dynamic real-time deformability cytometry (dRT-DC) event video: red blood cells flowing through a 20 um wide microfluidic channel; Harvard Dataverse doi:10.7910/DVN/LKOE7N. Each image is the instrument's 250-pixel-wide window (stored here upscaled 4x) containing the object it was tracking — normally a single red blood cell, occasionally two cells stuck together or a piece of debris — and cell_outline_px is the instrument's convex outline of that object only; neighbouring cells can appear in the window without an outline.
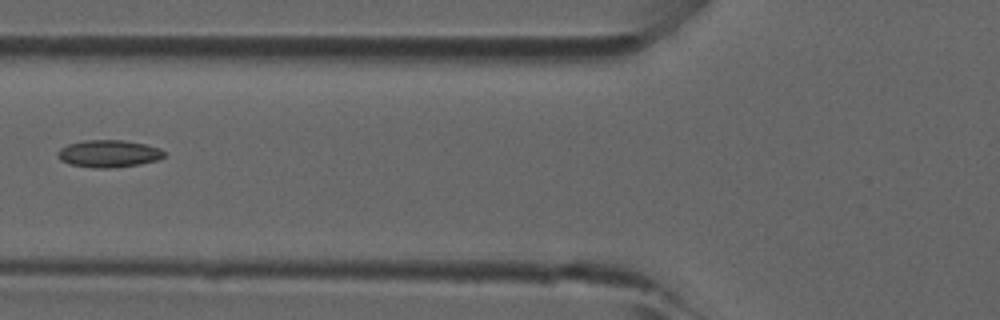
{"species": "common noctule bat (a hibernating species)", "species_latin": "Nyctalus noctula", "temperature_condition": "room temperature", "stored_images_in_passage": 6, "camera_frame_rate_fps": 3000, "um_per_image_px": 0.085, "animal": {"sex": "male", "forearm_length_mm": 52.5}, "frame": {"image": 1, "passage_image": 5, "time_ms": 1.333, "image_size_px": [1000, 320], "cell_outline_px": [[164, 156], [156, 160], [140, 164], [112, 168], [92, 168], [68, 164], [60, 160], [56, 152], [60, 148], [68, 144], [84, 140], [124, 140], [144, 144], [156, 148], [164, 152]], "centroid_in_image_um": [9.16, 13.07], "position_along_channel_um": 116.6, "area_um2": 16.88}}
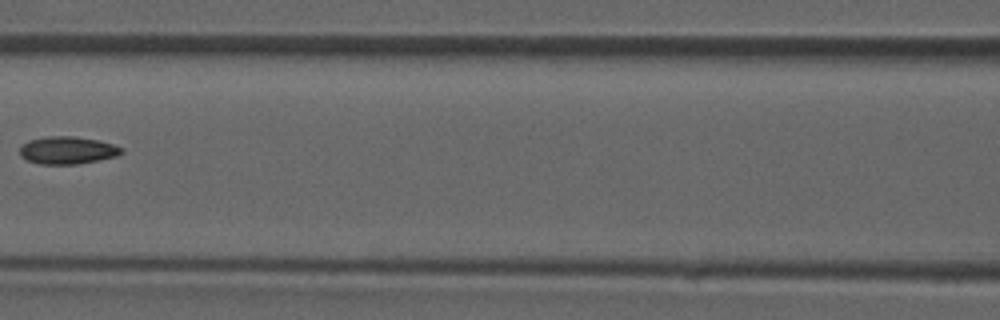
{"frame": {"image": 2, "passage_image": 6, "time_ms": 1.667, "image_size_px": [1000, 320], "cell_outline_px": [[124, 152], [116, 156], [76, 164], [40, 164], [24, 160], [20, 156], [20, 148], [28, 140], [48, 136], [72, 136], [96, 140], [112, 144], [124, 148]], "centroid_in_image_um": [5.7, 12.77], "position_along_channel_um": 160.9, "area_um2": 16.24}}